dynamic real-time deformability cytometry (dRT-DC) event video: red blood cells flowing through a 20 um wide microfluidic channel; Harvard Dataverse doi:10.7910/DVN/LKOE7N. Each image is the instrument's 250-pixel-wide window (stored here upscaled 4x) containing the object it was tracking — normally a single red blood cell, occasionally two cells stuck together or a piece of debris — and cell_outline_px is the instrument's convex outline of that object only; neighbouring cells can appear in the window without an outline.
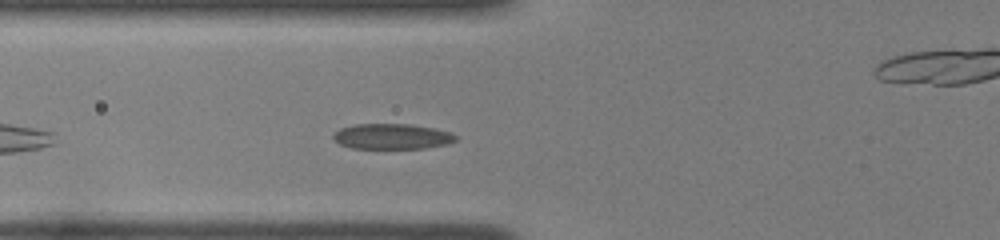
{"species": "common noctule bat (a hibernating species)", "species_latin": "Nyctalus noctula", "temperature_condition": "room temperature", "stored_images_in_passage": 37, "camera_frame_rate_fps": 3000, "um_per_image_px": 0.085, "animal": {"sex": "female", "body_mass_g": 22.0, "forearm_length_mm": 56.7}, "frame": {"image": 1, "passage_image": 5, "time_ms": 1.333, "image_size_px": [1000, 240], "cell_outline_px": [[460, 136], [456, 140], [448, 144], [424, 148], [352, 148], [340, 144], [332, 140], [332, 136], [340, 128], [356, 124], [408, 124], [432, 128], [452, 132]], "centroid_in_image_um": [33.34, 11.6], "position_along_channel_um": 92.5, "area_um2": 18.21}}
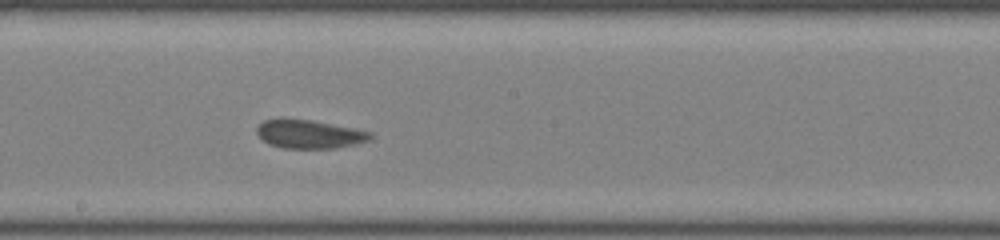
{"frame": {"image": 2, "passage_image": 15, "time_ms": 4.667, "image_size_px": [1000, 240], "cell_outline_px": [[372, 140], [356, 144], [336, 148], [284, 148], [268, 144], [256, 132], [256, 128], [264, 120], [312, 120], [356, 128], [372, 132]], "centroid_in_image_um": [26.37, 11.42], "position_along_channel_um": 221.8, "area_um2": 18.73}}
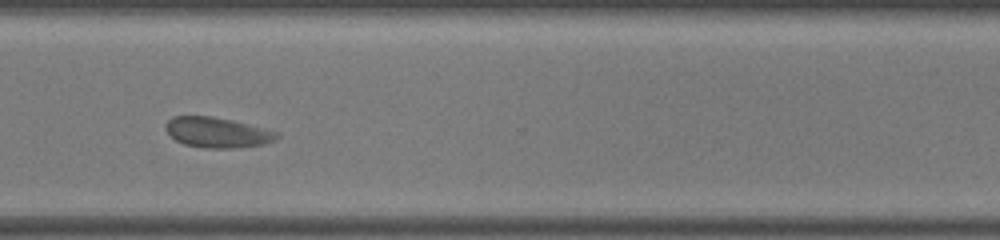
{"frame": {"image": 3, "passage_image": 25, "time_ms": 8.0, "image_size_px": [1000, 240], "cell_outline_px": [[280, 136], [276, 140], [264, 144], [232, 148], [204, 148], [184, 144], [176, 140], [164, 128], [164, 124], [172, 116], [212, 116], [232, 120], [280, 132]], "centroid_in_image_um": [18.48, 11.25], "position_along_channel_um": 352.1, "area_um2": 19.71}, "authors_computed_cell_mechanics": {"area_um2": 19.5942, "velocity_mm_per_s": 3.889, "shape_relaxation_time_tau1_ms": 2.3895, "shape_relaxation_time_tau2_ms": 0.6887, "deformation_change_tau1": 0.0829, "deformation_change_tau2": 0.0456}}